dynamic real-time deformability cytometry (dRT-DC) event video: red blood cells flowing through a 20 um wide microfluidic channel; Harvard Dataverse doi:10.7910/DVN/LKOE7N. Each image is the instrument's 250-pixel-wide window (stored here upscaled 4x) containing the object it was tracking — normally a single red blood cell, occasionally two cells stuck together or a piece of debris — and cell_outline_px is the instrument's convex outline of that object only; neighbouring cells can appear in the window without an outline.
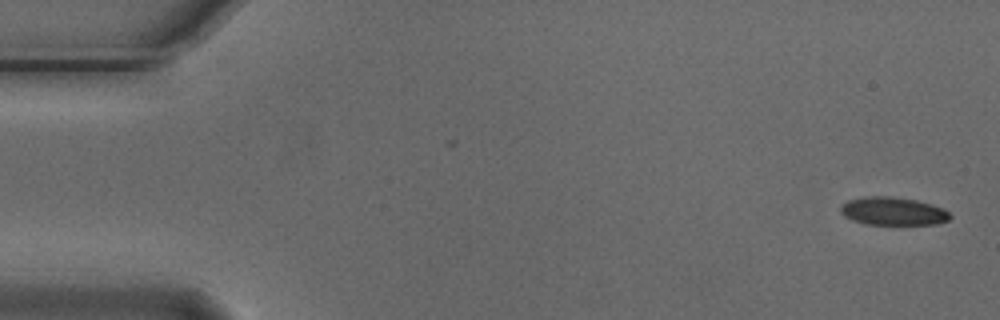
{"species": "Egyptian fruit bat (a non-hibernating species)", "species_latin": "Rousettus aegyptiacus", "temperature_condition": "cold", "stored_images_in_passage": 5, "camera_frame_rate_fps": 3000, "um_per_image_px": 0.085, "animal": {"sex": "male"}, "frame": {"image": 1, "passage_image": 1, "time_ms": 0.0, "image_size_px": [1000, 320], "cell_outline_px": [[952, 216], [948, 220], [936, 224], [864, 224], [852, 220], [844, 216], [840, 212], [840, 204], [848, 200], [864, 196], [888, 196], [916, 200], [944, 208]], "centroid_in_image_um": [75.87, 17.95], "position_along_channel_um": 9.1, "area_um2": 17.98}}
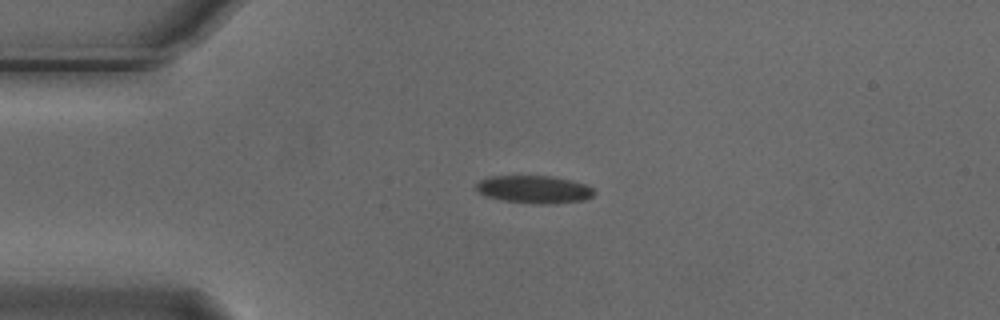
{"frame": {"image": 2, "passage_image": 4, "time_ms": 1.0, "image_size_px": [1000, 320], "cell_outline_px": [[596, 192], [592, 196], [584, 200], [556, 204], [532, 204], [500, 200], [484, 196], [476, 188], [476, 184], [480, 180], [488, 176], [552, 176], [588, 184]], "centroid_in_image_um": [45.41, 16.11], "position_along_channel_um": 39.6, "area_um2": 19.36}}